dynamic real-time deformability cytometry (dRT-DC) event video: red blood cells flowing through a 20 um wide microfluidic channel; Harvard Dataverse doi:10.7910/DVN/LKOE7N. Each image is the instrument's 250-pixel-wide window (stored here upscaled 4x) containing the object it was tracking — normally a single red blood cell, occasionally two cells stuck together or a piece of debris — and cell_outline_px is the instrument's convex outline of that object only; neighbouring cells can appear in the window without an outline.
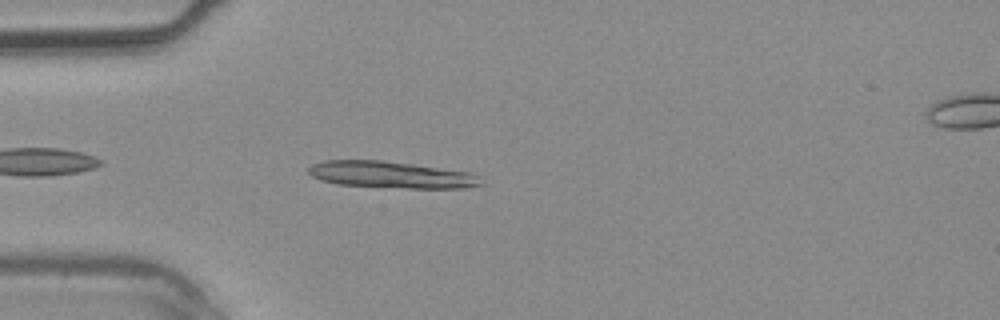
{"species": "common noctule bat (a hibernating species)", "species_latin": "Nyctalus noctula", "temperature_condition": "warm", "stored_images_in_passage": 5, "camera_frame_rate_fps": 3000, "um_per_image_px": 0.085, "animal": {"sex": "male", "body_mass_g": 20.4}, "frame": {"image": 1, "passage_image": 2, "time_ms": 0.333, "image_size_px": [1000, 320], "cell_outline_px": [[484, 184], [464, 188], [408, 188], [340, 184], [320, 180], [312, 176], [308, 172], [308, 168], [312, 164], [324, 160], [380, 160], [412, 164], [468, 172], [480, 176]], "centroid_in_image_um": [33.25, 14.85], "position_along_channel_um": 51.7, "area_um2": 26.65}}